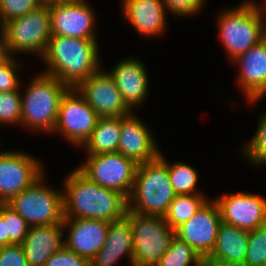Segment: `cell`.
<instances>
[{"mask_svg": "<svg viewBox=\"0 0 266 266\" xmlns=\"http://www.w3.org/2000/svg\"><path fill=\"white\" fill-rule=\"evenodd\" d=\"M64 179V218L97 219L115 222L127 212V199L104 188L75 168Z\"/></svg>", "mask_w": 266, "mask_h": 266, "instance_id": "1", "label": "cell"}, {"mask_svg": "<svg viewBox=\"0 0 266 266\" xmlns=\"http://www.w3.org/2000/svg\"><path fill=\"white\" fill-rule=\"evenodd\" d=\"M42 61L48 67L42 73L57 78L69 88H75L101 67L97 39L52 35Z\"/></svg>", "mask_w": 266, "mask_h": 266, "instance_id": "2", "label": "cell"}, {"mask_svg": "<svg viewBox=\"0 0 266 266\" xmlns=\"http://www.w3.org/2000/svg\"><path fill=\"white\" fill-rule=\"evenodd\" d=\"M175 197L165 160L158 156L152 161L137 165L133 188L127 199V209L135 213L164 217Z\"/></svg>", "mask_w": 266, "mask_h": 266, "instance_id": "3", "label": "cell"}, {"mask_svg": "<svg viewBox=\"0 0 266 266\" xmlns=\"http://www.w3.org/2000/svg\"><path fill=\"white\" fill-rule=\"evenodd\" d=\"M262 10L255 0H245L236 8L220 11L216 18L218 31L229 59L234 60L265 38V11Z\"/></svg>", "mask_w": 266, "mask_h": 266, "instance_id": "4", "label": "cell"}, {"mask_svg": "<svg viewBox=\"0 0 266 266\" xmlns=\"http://www.w3.org/2000/svg\"><path fill=\"white\" fill-rule=\"evenodd\" d=\"M35 76L25 94H21L20 125L51 133L56 125L61 98L69 87L44 73Z\"/></svg>", "mask_w": 266, "mask_h": 266, "instance_id": "5", "label": "cell"}, {"mask_svg": "<svg viewBox=\"0 0 266 266\" xmlns=\"http://www.w3.org/2000/svg\"><path fill=\"white\" fill-rule=\"evenodd\" d=\"M0 31L9 56L35 53L42 58L52 36L49 5L43 4L26 15L6 22Z\"/></svg>", "mask_w": 266, "mask_h": 266, "instance_id": "6", "label": "cell"}, {"mask_svg": "<svg viewBox=\"0 0 266 266\" xmlns=\"http://www.w3.org/2000/svg\"><path fill=\"white\" fill-rule=\"evenodd\" d=\"M133 237V266H154L167 251L175 230L164 217L127 209Z\"/></svg>", "mask_w": 266, "mask_h": 266, "instance_id": "7", "label": "cell"}, {"mask_svg": "<svg viewBox=\"0 0 266 266\" xmlns=\"http://www.w3.org/2000/svg\"><path fill=\"white\" fill-rule=\"evenodd\" d=\"M44 175L6 203L29 226L62 224L64 221L63 192L45 185Z\"/></svg>", "mask_w": 266, "mask_h": 266, "instance_id": "8", "label": "cell"}, {"mask_svg": "<svg viewBox=\"0 0 266 266\" xmlns=\"http://www.w3.org/2000/svg\"><path fill=\"white\" fill-rule=\"evenodd\" d=\"M77 168L98 185L121 193L128 199L134 184L137 165L117 152L87 154Z\"/></svg>", "mask_w": 266, "mask_h": 266, "instance_id": "9", "label": "cell"}, {"mask_svg": "<svg viewBox=\"0 0 266 266\" xmlns=\"http://www.w3.org/2000/svg\"><path fill=\"white\" fill-rule=\"evenodd\" d=\"M99 118L76 88H68L60 101L53 134L61 133L72 145L83 146Z\"/></svg>", "mask_w": 266, "mask_h": 266, "instance_id": "10", "label": "cell"}, {"mask_svg": "<svg viewBox=\"0 0 266 266\" xmlns=\"http://www.w3.org/2000/svg\"><path fill=\"white\" fill-rule=\"evenodd\" d=\"M44 174L40 162L28 153L0 152V203L30 187Z\"/></svg>", "mask_w": 266, "mask_h": 266, "instance_id": "11", "label": "cell"}, {"mask_svg": "<svg viewBox=\"0 0 266 266\" xmlns=\"http://www.w3.org/2000/svg\"><path fill=\"white\" fill-rule=\"evenodd\" d=\"M100 67L75 88L100 117H119L133 111L126 105L110 74Z\"/></svg>", "mask_w": 266, "mask_h": 266, "instance_id": "12", "label": "cell"}, {"mask_svg": "<svg viewBox=\"0 0 266 266\" xmlns=\"http://www.w3.org/2000/svg\"><path fill=\"white\" fill-rule=\"evenodd\" d=\"M222 222L239 229L251 231L266 224V198L260 195L238 192L214 199Z\"/></svg>", "mask_w": 266, "mask_h": 266, "instance_id": "13", "label": "cell"}, {"mask_svg": "<svg viewBox=\"0 0 266 266\" xmlns=\"http://www.w3.org/2000/svg\"><path fill=\"white\" fill-rule=\"evenodd\" d=\"M221 222L217 203L213 199L207 200L190 220L175 230V236L192 246L201 257L209 256Z\"/></svg>", "mask_w": 266, "mask_h": 266, "instance_id": "14", "label": "cell"}, {"mask_svg": "<svg viewBox=\"0 0 266 266\" xmlns=\"http://www.w3.org/2000/svg\"><path fill=\"white\" fill-rule=\"evenodd\" d=\"M52 35L96 39L95 18L85 0L49 4Z\"/></svg>", "mask_w": 266, "mask_h": 266, "instance_id": "15", "label": "cell"}, {"mask_svg": "<svg viewBox=\"0 0 266 266\" xmlns=\"http://www.w3.org/2000/svg\"><path fill=\"white\" fill-rule=\"evenodd\" d=\"M234 64L239 65L237 78L239 89L243 90L248 103L257 102L266 95V38L238 55Z\"/></svg>", "mask_w": 266, "mask_h": 266, "instance_id": "16", "label": "cell"}, {"mask_svg": "<svg viewBox=\"0 0 266 266\" xmlns=\"http://www.w3.org/2000/svg\"><path fill=\"white\" fill-rule=\"evenodd\" d=\"M109 225L104 220L64 218L63 229L69 230L64 246L90 261L105 244Z\"/></svg>", "mask_w": 266, "mask_h": 266, "instance_id": "17", "label": "cell"}, {"mask_svg": "<svg viewBox=\"0 0 266 266\" xmlns=\"http://www.w3.org/2000/svg\"><path fill=\"white\" fill-rule=\"evenodd\" d=\"M152 132L142 119L131 114L122 116L120 140L117 151L132 159L136 164H142L156 159L160 150Z\"/></svg>", "mask_w": 266, "mask_h": 266, "instance_id": "18", "label": "cell"}, {"mask_svg": "<svg viewBox=\"0 0 266 266\" xmlns=\"http://www.w3.org/2000/svg\"><path fill=\"white\" fill-rule=\"evenodd\" d=\"M138 58L120 60L108 73L121 92L126 105L132 110L144 102L148 94V73Z\"/></svg>", "mask_w": 266, "mask_h": 266, "instance_id": "19", "label": "cell"}, {"mask_svg": "<svg viewBox=\"0 0 266 266\" xmlns=\"http://www.w3.org/2000/svg\"><path fill=\"white\" fill-rule=\"evenodd\" d=\"M166 10L162 0H123L124 20L142 36H159L166 29Z\"/></svg>", "mask_w": 266, "mask_h": 266, "instance_id": "20", "label": "cell"}, {"mask_svg": "<svg viewBox=\"0 0 266 266\" xmlns=\"http://www.w3.org/2000/svg\"><path fill=\"white\" fill-rule=\"evenodd\" d=\"M63 223L29 226L21 243L28 266H44L49 257L64 246Z\"/></svg>", "mask_w": 266, "mask_h": 266, "instance_id": "21", "label": "cell"}, {"mask_svg": "<svg viewBox=\"0 0 266 266\" xmlns=\"http://www.w3.org/2000/svg\"><path fill=\"white\" fill-rule=\"evenodd\" d=\"M123 255L133 266L132 229L126 217L110 222L105 244L90 260V266H113Z\"/></svg>", "mask_w": 266, "mask_h": 266, "instance_id": "22", "label": "cell"}, {"mask_svg": "<svg viewBox=\"0 0 266 266\" xmlns=\"http://www.w3.org/2000/svg\"><path fill=\"white\" fill-rule=\"evenodd\" d=\"M249 231L221 222L210 258L242 266L246 257Z\"/></svg>", "mask_w": 266, "mask_h": 266, "instance_id": "23", "label": "cell"}, {"mask_svg": "<svg viewBox=\"0 0 266 266\" xmlns=\"http://www.w3.org/2000/svg\"><path fill=\"white\" fill-rule=\"evenodd\" d=\"M122 116L100 117L90 137L82 148L87 154L117 152L120 140Z\"/></svg>", "mask_w": 266, "mask_h": 266, "instance_id": "24", "label": "cell"}, {"mask_svg": "<svg viewBox=\"0 0 266 266\" xmlns=\"http://www.w3.org/2000/svg\"><path fill=\"white\" fill-rule=\"evenodd\" d=\"M207 200L203 193L176 195L164 219L176 230L184 222L190 220Z\"/></svg>", "mask_w": 266, "mask_h": 266, "instance_id": "25", "label": "cell"}, {"mask_svg": "<svg viewBox=\"0 0 266 266\" xmlns=\"http://www.w3.org/2000/svg\"><path fill=\"white\" fill-rule=\"evenodd\" d=\"M159 156L167 163L169 180L176 195L201 194L196 190L199 175L195 168L179 161L170 165L161 152Z\"/></svg>", "mask_w": 266, "mask_h": 266, "instance_id": "26", "label": "cell"}, {"mask_svg": "<svg viewBox=\"0 0 266 266\" xmlns=\"http://www.w3.org/2000/svg\"><path fill=\"white\" fill-rule=\"evenodd\" d=\"M200 259L201 256L192 246L175 236L154 266H199Z\"/></svg>", "mask_w": 266, "mask_h": 266, "instance_id": "27", "label": "cell"}, {"mask_svg": "<svg viewBox=\"0 0 266 266\" xmlns=\"http://www.w3.org/2000/svg\"><path fill=\"white\" fill-rule=\"evenodd\" d=\"M242 149L243 156L254 165L266 164V113H262L254 136Z\"/></svg>", "mask_w": 266, "mask_h": 266, "instance_id": "28", "label": "cell"}, {"mask_svg": "<svg viewBox=\"0 0 266 266\" xmlns=\"http://www.w3.org/2000/svg\"><path fill=\"white\" fill-rule=\"evenodd\" d=\"M242 266H266V224L249 231L247 252Z\"/></svg>", "mask_w": 266, "mask_h": 266, "instance_id": "29", "label": "cell"}, {"mask_svg": "<svg viewBox=\"0 0 266 266\" xmlns=\"http://www.w3.org/2000/svg\"><path fill=\"white\" fill-rule=\"evenodd\" d=\"M43 0H0V27L43 5Z\"/></svg>", "mask_w": 266, "mask_h": 266, "instance_id": "30", "label": "cell"}, {"mask_svg": "<svg viewBox=\"0 0 266 266\" xmlns=\"http://www.w3.org/2000/svg\"><path fill=\"white\" fill-rule=\"evenodd\" d=\"M17 91L0 92V123L21 124V94Z\"/></svg>", "mask_w": 266, "mask_h": 266, "instance_id": "31", "label": "cell"}, {"mask_svg": "<svg viewBox=\"0 0 266 266\" xmlns=\"http://www.w3.org/2000/svg\"><path fill=\"white\" fill-rule=\"evenodd\" d=\"M4 222L10 244H21L29 230L28 223L11 207L4 203Z\"/></svg>", "mask_w": 266, "mask_h": 266, "instance_id": "32", "label": "cell"}, {"mask_svg": "<svg viewBox=\"0 0 266 266\" xmlns=\"http://www.w3.org/2000/svg\"><path fill=\"white\" fill-rule=\"evenodd\" d=\"M18 68L19 62L16 61L13 56H9L3 63L0 64V92L20 90V77L18 74L16 75Z\"/></svg>", "mask_w": 266, "mask_h": 266, "instance_id": "33", "label": "cell"}, {"mask_svg": "<svg viewBox=\"0 0 266 266\" xmlns=\"http://www.w3.org/2000/svg\"><path fill=\"white\" fill-rule=\"evenodd\" d=\"M44 266H90V261L62 246L49 257Z\"/></svg>", "mask_w": 266, "mask_h": 266, "instance_id": "34", "label": "cell"}, {"mask_svg": "<svg viewBox=\"0 0 266 266\" xmlns=\"http://www.w3.org/2000/svg\"><path fill=\"white\" fill-rule=\"evenodd\" d=\"M166 10L172 12L173 15L191 16L200 12L205 0H162Z\"/></svg>", "mask_w": 266, "mask_h": 266, "instance_id": "35", "label": "cell"}, {"mask_svg": "<svg viewBox=\"0 0 266 266\" xmlns=\"http://www.w3.org/2000/svg\"><path fill=\"white\" fill-rule=\"evenodd\" d=\"M0 266H28L21 244L0 247Z\"/></svg>", "mask_w": 266, "mask_h": 266, "instance_id": "36", "label": "cell"}, {"mask_svg": "<svg viewBox=\"0 0 266 266\" xmlns=\"http://www.w3.org/2000/svg\"><path fill=\"white\" fill-rule=\"evenodd\" d=\"M7 245H9V236L4 222V203H0V247Z\"/></svg>", "mask_w": 266, "mask_h": 266, "instance_id": "37", "label": "cell"}, {"mask_svg": "<svg viewBox=\"0 0 266 266\" xmlns=\"http://www.w3.org/2000/svg\"><path fill=\"white\" fill-rule=\"evenodd\" d=\"M199 266H236V265L218 261L210 258L209 256H203L200 259Z\"/></svg>", "mask_w": 266, "mask_h": 266, "instance_id": "38", "label": "cell"}, {"mask_svg": "<svg viewBox=\"0 0 266 266\" xmlns=\"http://www.w3.org/2000/svg\"><path fill=\"white\" fill-rule=\"evenodd\" d=\"M9 57L7 47L4 43V39L0 33V64L3 63Z\"/></svg>", "mask_w": 266, "mask_h": 266, "instance_id": "39", "label": "cell"}, {"mask_svg": "<svg viewBox=\"0 0 266 266\" xmlns=\"http://www.w3.org/2000/svg\"><path fill=\"white\" fill-rule=\"evenodd\" d=\"M78 0H43L44 4H52V3H59V2H75Z\"/></svg>", "mask_w": 266, "mask_h": 266, "instance_id": "40", "label": "cell"}]
</instances>
